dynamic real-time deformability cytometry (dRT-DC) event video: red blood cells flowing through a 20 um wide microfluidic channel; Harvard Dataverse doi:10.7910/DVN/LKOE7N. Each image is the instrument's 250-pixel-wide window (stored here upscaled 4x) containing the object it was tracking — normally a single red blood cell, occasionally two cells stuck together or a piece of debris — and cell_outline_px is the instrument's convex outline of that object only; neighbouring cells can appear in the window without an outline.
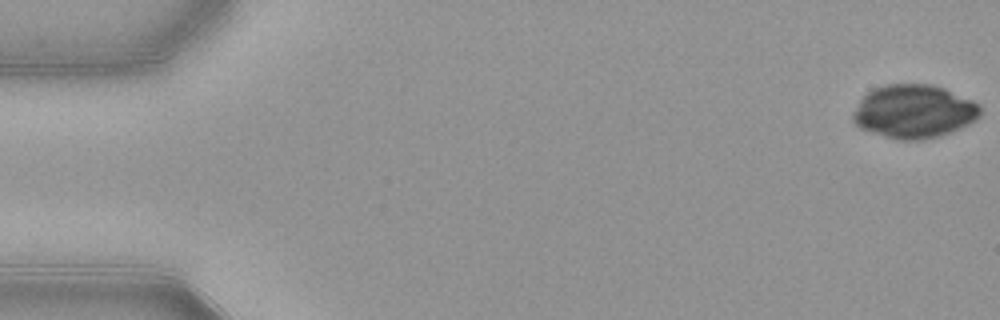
{"species": "common noctule bat (a hibernating species)", "species_latin": "Nyctalus noctula", "temperature_condition": "warm", "stored_images_in_passage": 25, "camera_frame_rate_fps": 3000, "um_per_image_px": 0.085, "animal": {"sex": "female", "body_mass_g": 21.9}, "frame": {"image": 1, "passage_image": 1, "time_ms": 0.0, "image_size_px": [1000, 320], "cell_outline_px": [[980, 116], [976, 120], [960, 128], [936, 136], [920, 140], [900, 140], [884, 136], [860, 128], [852, 120], [852, 116], [860, 100], [868, 92], [876, 88], [888, 84], [932, 84], [944, 88], [972, 100], [980, 104]], "centroid_in_image_um": [77.69, 9.47], "position_along_channel_um": 7.3, "area_um2": 39.3}}